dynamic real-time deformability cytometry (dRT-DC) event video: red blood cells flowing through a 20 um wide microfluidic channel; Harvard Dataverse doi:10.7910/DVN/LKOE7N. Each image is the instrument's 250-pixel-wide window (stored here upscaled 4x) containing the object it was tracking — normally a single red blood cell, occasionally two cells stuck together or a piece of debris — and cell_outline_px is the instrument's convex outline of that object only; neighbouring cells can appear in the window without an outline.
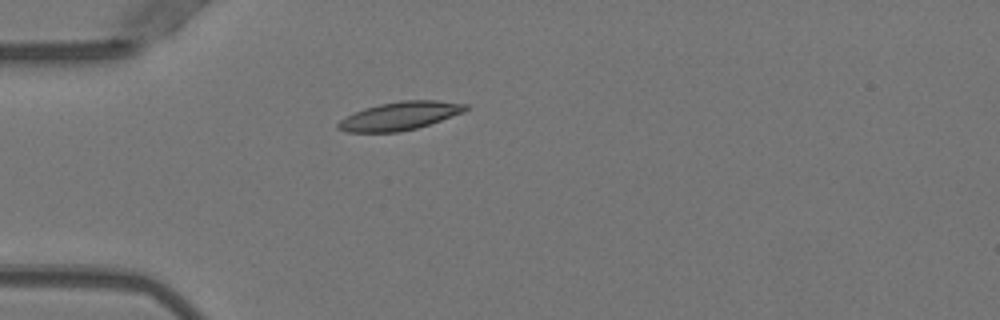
{"species": "Egyptian fruit bat (a non-hibernating species)", "species_latin": "Rousettus aegyptiacus", "temperature_condition": "warm", "stored_images_in_passage": 2, "camera_frame_rate_fps": 3000, "um_per_image_px": 0.085, "animal": {"sex": "female"}, "frame": {"image": 1, "passage_image": 1, "time_ms": 0.0, "image_size_px": [1000, 320], "cell_outline_px": [[468, 108], [464, 112], [416, 128], [400, 132], [344, 132], [336, 128], [336, 124], [340, 120], [364, 108], [380, 104], [400, 100], [436, 100], [468, 104]], "centroid_in_image_um": [33.97, 9.85], "position_along_channel_um": 51.0, "area_um2": 20.87}}